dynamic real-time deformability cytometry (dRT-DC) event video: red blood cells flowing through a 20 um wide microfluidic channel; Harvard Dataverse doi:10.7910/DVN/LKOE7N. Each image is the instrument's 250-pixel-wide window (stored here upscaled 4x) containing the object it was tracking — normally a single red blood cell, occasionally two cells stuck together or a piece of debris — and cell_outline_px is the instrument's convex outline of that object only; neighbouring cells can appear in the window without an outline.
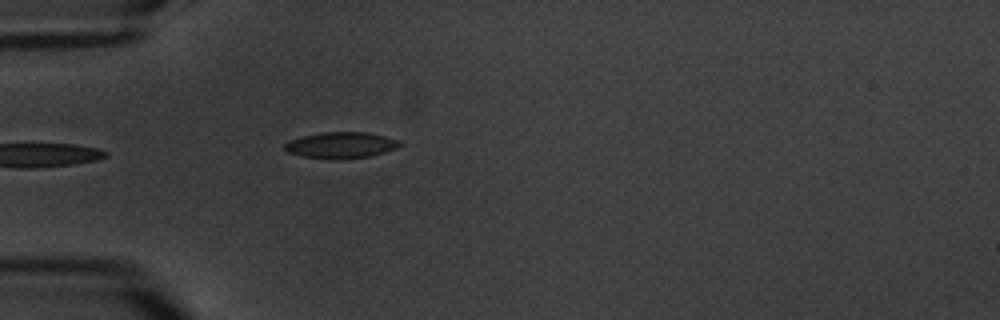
{"species": "common noctule bat (a hibernating species)", "species_latin": "Nyctalus noctula", "temperature_condition": "warm", "stored_images_in_passage": 3, "camera_frame_rate_fps": 3000, "um_per_image_px": 0.085, "animal": {"sex": "male", "body_mass_g": 20.1, "forearm_length_mm": 53.5}, "frame": {"image": 1, "passage_image": 3, "time_ms": 2.333, "image_size_px": [1000, 320], "cell_outline_px": [[400, 144], [396, 148], [372, 156], [340, 160], [332, 160], [300, 156], [288, 152], [284, 148], [284, 144], [288, 140], [300, 136], [320, 132], [368, 132], [400, 140]], "centroid_in_image_um": [28.93, 12.34], "position_along_channel_um": 56.1, "area_um2": 17.92}}